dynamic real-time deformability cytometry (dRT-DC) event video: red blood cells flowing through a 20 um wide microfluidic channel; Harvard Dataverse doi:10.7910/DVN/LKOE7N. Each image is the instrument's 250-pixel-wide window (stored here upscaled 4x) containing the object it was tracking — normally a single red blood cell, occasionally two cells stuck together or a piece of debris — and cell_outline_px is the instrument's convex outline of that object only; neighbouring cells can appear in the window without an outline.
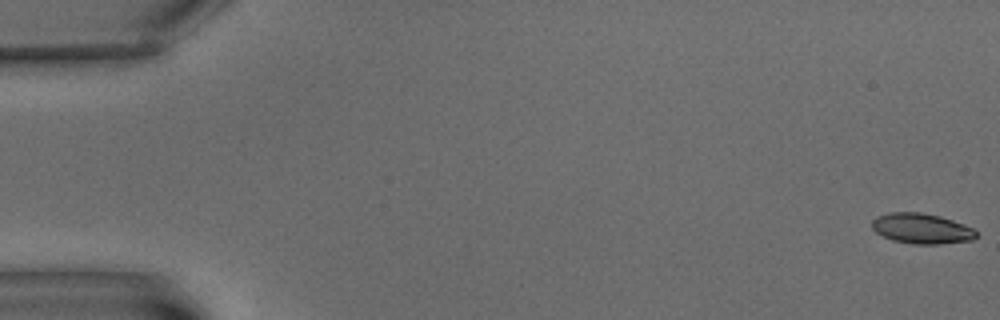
{"species": "common noctule bat (a hibernating species)", "species_latin": "Nyctalus noctula", "temperature_condition": "warm", "stored_images_in_passage": 6, "camera_frame_rate_fps": 3000, "um_per_image_px": 0.085, "animal": {"sex": "male", "body_mass_g": 15.6}, "frame": {"image": 1, "passage_image": 1, "time_ms": 0.0, "image_size_px": [1000, 320], "cell_outline_px": [[976, 236], [972, 240], [940, 244], [912, 244], [892, 240], [876, 232], [872, 228], [872, 220], [876, 216], [892, 212], [920, 212], [940, 216], [964, 224], [972, 228], [976, 232]], "centroid_in_image_um": [78.32, 19.42], "position_along_channel_um": 6.7, "area_um2": 18.38}}
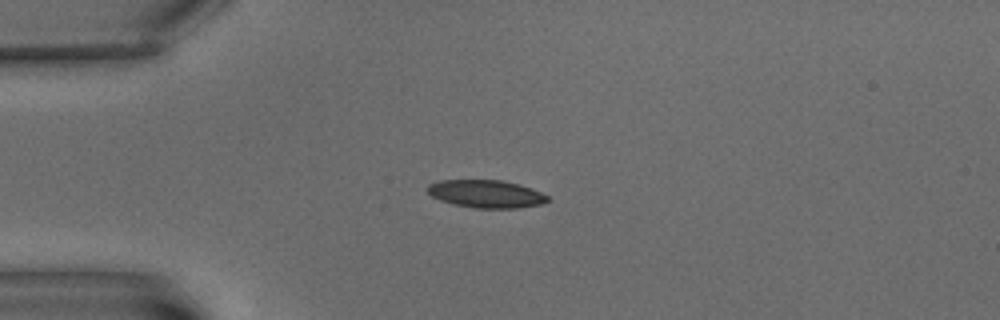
{"frame": {"image": 2, "passage_image": 5, "time_ms": 5.667, "image_size_px": [1000, 320], "cell_outline_px": [[548, 200], [540, 204], [516, 208], [476, 208], [452, 204], [440, 200], [432, 196], [428, 192], [428, 184], [440, 180], [500, 180], [520, 184], [540, 192], [548, 196]], "centroid_in_image_um": [41.29, 16.47], "position_along_channel_um": 43.7, "area_um2": 19.31}}